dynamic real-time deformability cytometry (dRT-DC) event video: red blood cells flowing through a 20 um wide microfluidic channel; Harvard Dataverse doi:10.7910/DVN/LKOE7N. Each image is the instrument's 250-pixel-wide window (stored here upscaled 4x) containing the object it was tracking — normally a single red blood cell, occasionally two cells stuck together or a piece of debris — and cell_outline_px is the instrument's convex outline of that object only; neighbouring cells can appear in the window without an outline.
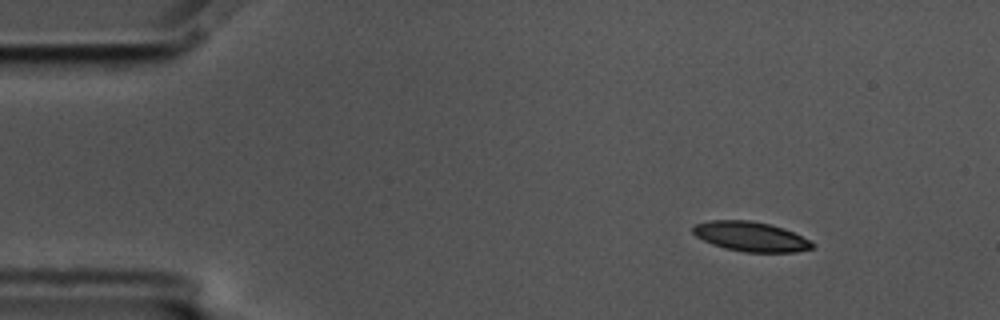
{"species": "common noctule bat (a hibernating species)", "species_latin": "Nyctalus noctula", "temperature_condition": "cold", "stored_images_in_passage": 52, "camera_frame_rate_fps": 3000, "um_per_image_px": 0.085, "animal": {"sex": "male", "body_mass_g": 17.5, "forearm_length_mm": 52.3}, "frame": {"image": 1, "passage_image": 1, "time_ms": 0.0, "image_size_px": [1000, 320], "cell_outline_px": [[816, 244], [812, 248], [796, 252], [744, 252], [724, 248], [712, 244], [696, 236], [692, 232], [692, 224], [708, 220], [752, 220], [772, 224], [784, 228], [812, 240]], "centroid_in_image_um": [63.82, 20.09], "position_along_channel_um": 21.2, "area_um2": 21.04}}
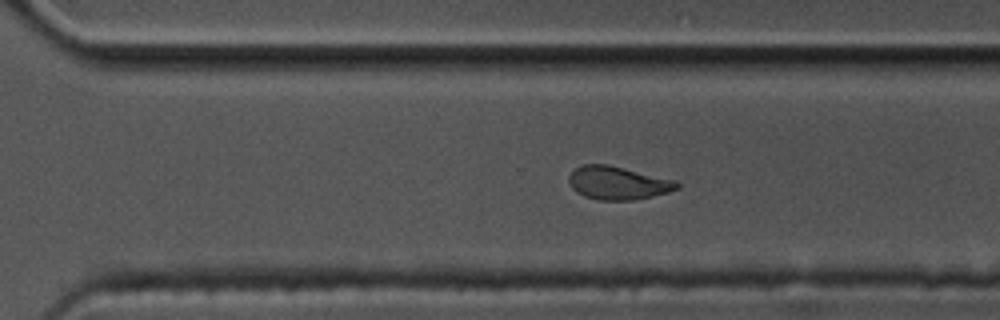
{"frame": {"image": 2, "passage_image": 34, "time_ms": 11.0, "image_size_px": [1000, 320], "cell_outline_px": [[680, 188], [668, 192], [636, 200], [600, 200], [584, 196], [576, 192], [572, 188], [568, 180], [568, 176], [580, 164], [608, 164], [676, 180], [680, 184]], "centroid_in_image_um": [52.52, 15.55], "position_along_channel_um": 318.1, "area_um2": 21.04}}
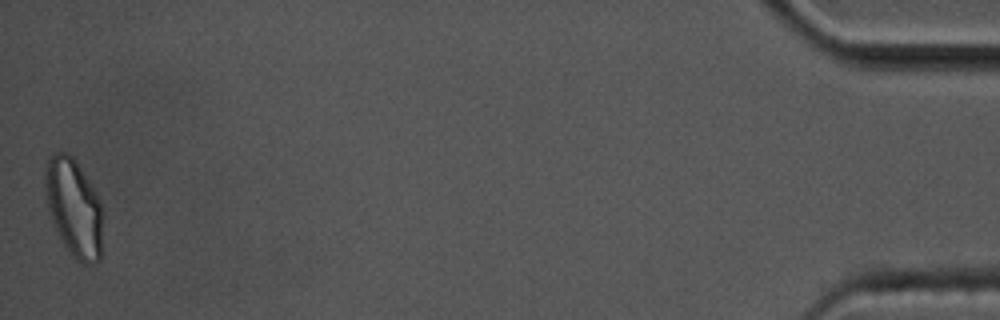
{"frame": {"image": 3, "passage_image": 52, "time_ms": 17.0, "image_size_px": [1000, 320], "cell_outline_px": [[104, 216], [100, 260], [96, 264], [84, 264], [76, 260], [72, 256], [56, 232], [48, 208], [44, 192], [44, 172], [48, 156], [52, 152], [68, 152], [72, 156], [96, 192], [100, 200]], "centroid_in_image_um": [6.28, 17.66], "position_along_channel_um": 428.9, "area_um2": 33.58}, "authors_computed_cell_mechanics": {"area_um2": 21.9351, "velocity_mm_per_s": 3.4287, "shape_relaxation_time_tau1_ms": 6.0167, "shape_relaxation_time_tau2_ms": 3.3531, "deformation_change_tau1": 0.1525, "deformation_change_tau2": 0.094}}